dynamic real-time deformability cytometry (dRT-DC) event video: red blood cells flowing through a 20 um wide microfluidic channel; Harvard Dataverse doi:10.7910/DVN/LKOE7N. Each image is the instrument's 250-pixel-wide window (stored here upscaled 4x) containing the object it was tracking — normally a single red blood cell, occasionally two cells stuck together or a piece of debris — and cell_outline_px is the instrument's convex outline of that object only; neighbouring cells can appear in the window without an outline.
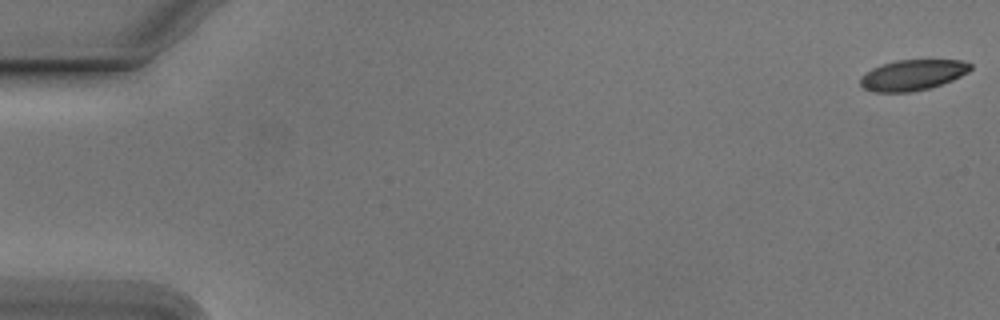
{"species": "Egyptian fruit bat (a non-hibernating species)", "species_latin": "Rousettus aegyptiacus", "temperature_condition": "cold", "stored_images_in_passage": 13, "camera_frame_rate_fps": 3000, "um_per_image_px": 0.085, "animal": {"sex": "male"}, "frame": {"image": 1, "passage_image": 1, "time_ms": 0.0, "image_size_px": [1000, 320], "cell_outline_px": [[972, 68], [968, 72], [952, 80], [932, 88], [912, 92], [872, 92], [864, 88], [860, 84], [860, 76], [872, 68], [896, 60], [960, 60], [972, 64]], "centroid_in_image_um": [77.57, 6.39], "position_along_channel_um": 7.4, "area_um2": 19.77}}